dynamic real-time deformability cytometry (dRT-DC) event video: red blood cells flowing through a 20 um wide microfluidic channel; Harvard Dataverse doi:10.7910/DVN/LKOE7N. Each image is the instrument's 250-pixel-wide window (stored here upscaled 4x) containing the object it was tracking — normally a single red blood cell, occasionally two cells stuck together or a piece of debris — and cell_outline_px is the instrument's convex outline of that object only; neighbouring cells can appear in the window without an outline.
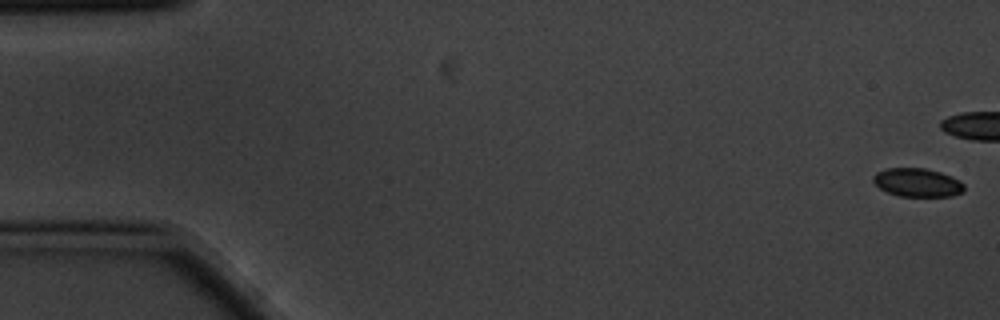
{"species": "common noctule bat (a hibernating species)", "species_latin": "Nyctalus noctula", "temperature_condition": "cold", "stored_images_in_passage": 9, "camera_frame_rate_fps": 3000, "um_per_image_px": 0.085, "animal": {"sex": "male", "body_mass_g": 20.1, "forearm_length_mm": 53.5}, "frame": {"image": 1, "passage_image": 1, "time_ms": 0.0, "image_size_px": [1000, 320], "cell_outline_px": [[964, 192], [952, 196], [900, 196], [888, 192], [880, 188], [872, 180], [872, 176], [876, 172], [884, 168], [924, 168], [940, 172], [952, 176], [960, 180], [964, 184]], "centroid_in_image_um": [77.99, 15.51], "position_along_channel_um": 7.0, "area_um2": 15.2}}